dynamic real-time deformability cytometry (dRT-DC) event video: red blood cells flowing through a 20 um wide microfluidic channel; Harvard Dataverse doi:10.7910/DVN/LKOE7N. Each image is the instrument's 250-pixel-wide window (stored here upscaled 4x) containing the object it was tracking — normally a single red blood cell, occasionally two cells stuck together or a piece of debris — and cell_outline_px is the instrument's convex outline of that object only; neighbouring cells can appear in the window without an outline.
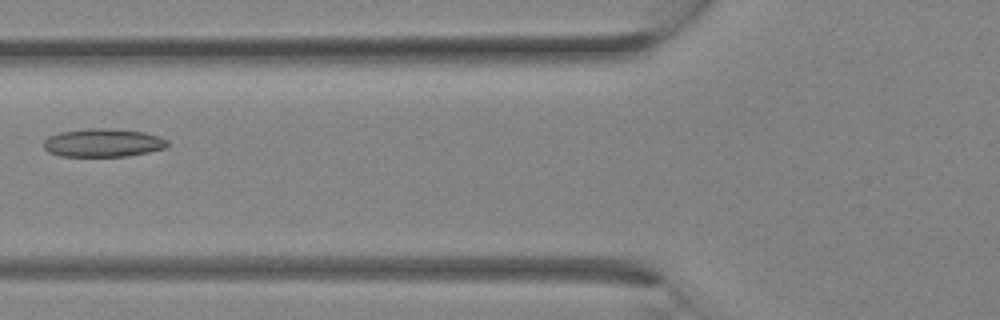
{"species": "Egyptian fruit bat (a non-hibernating species)", "species_latin": "Rousettus aegyptiacus", "temperature_condition": "room temperature", "stored_images_in_passage": 15, "camera_frame_rate_fps": 3000, "um_per_image_px": 0.085, "animal": {"sex": "female"}, "frame": {"image": 1, "passage_image": 8, "time_ms": 2.333, "image_size_px": [1000, 320], "cell_outline_px": [[168, 148], [128, 156], [60, 156], [48, 152], [44, 148], [44, 140], [48, 136], [60, 132], [88, 128], [112, 128], [144, 132], [160, 136], [168, 140]], "centroid_in_image_um": [8.78, 12.13], "position_along_channel_um": 117.0, "area_um2": 20.63}}
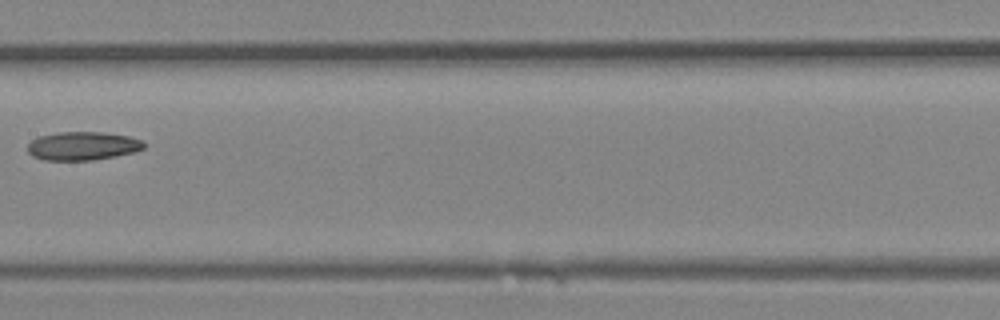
{"frame": {"image": 2, "passage_image": 12, "time_ms": 3.667, "image_size_px": [1000, 320], "cell_outline_px": [[144, 148], [136, 152], [116, 156], [92, 160], [44, 160], [32, 156], [28, 152], [28, 144], [32, 140], [40, 136], [60, 132], [104, 132], [128, 136], [140, 140], [144, 144]], "centroid_in_image_um": [7.03, 12.41], "position_along_channel_um": 200.4, "area_um2": 19.25}}
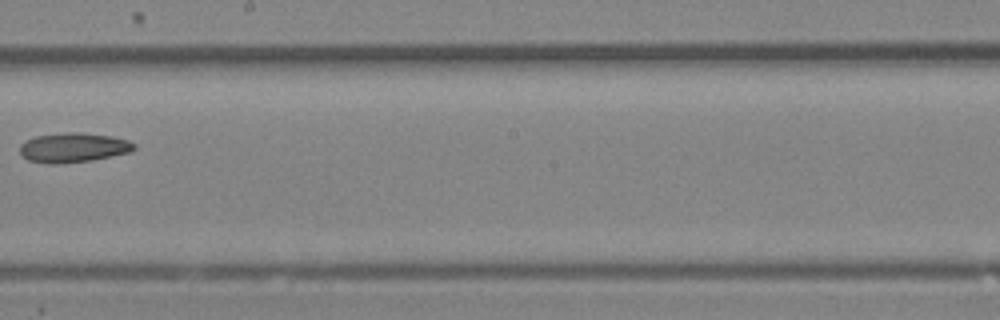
{"frame": {"image": 3, "passage_image": 14, "time_ms": 4.333, "image_size_px": [1000, 320], "cell_outline_px": [[136, 148], [128, 152], [92, 160], [48, 164], [28, 160], [20, 152], [20, 144], [36, 136], [68, 132], [80, 132], [112, 136], [128, 140], [136, 144]], "centroid_in_image_um": [6.24, 12.53], "position_along_channel_um": 242.0, "area_um2": 19.42}}